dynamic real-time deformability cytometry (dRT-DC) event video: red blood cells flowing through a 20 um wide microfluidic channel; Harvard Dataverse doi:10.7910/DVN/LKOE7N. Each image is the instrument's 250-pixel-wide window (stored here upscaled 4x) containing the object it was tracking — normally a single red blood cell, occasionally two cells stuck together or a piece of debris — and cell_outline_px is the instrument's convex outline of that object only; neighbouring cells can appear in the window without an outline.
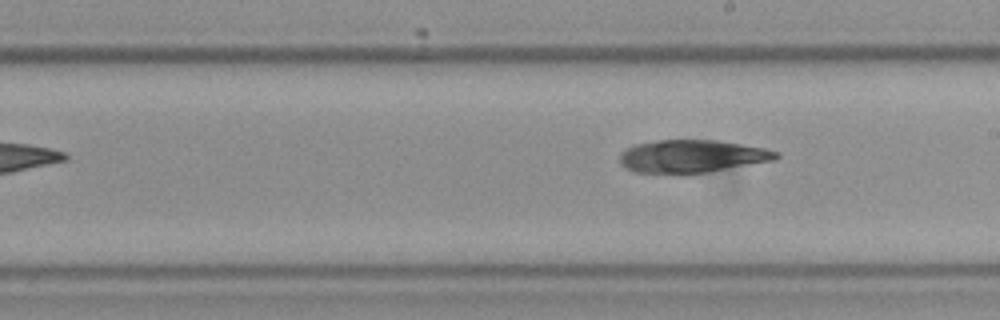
{"species": "Egyptian fruit bat (a non-hibernating species)", "species_latin": "Rousettus aegyptiacus", "temperature_condition": "cold", "stored_images_in_passage": 7, "camera_frame_rate_fps": 3000, "um_per_image_px": 0.085, "frame": {"image": 1, "passage_image": 7, "time_ms": 2.0, "image_size_px": [1000, 320], "cell_outline_px": [[780, 156], [776, 160], [708, 172], [684, 176], [632, 172], [620, 160], [620, 156], [624, 148], [636, 144], [660, 140], [720, 140], [764, 148], [776, 152]], "centroid_in_image_um": [58.8, 13.31], "position_along_channel_um": 230.2, "area_um2": 30.46}}